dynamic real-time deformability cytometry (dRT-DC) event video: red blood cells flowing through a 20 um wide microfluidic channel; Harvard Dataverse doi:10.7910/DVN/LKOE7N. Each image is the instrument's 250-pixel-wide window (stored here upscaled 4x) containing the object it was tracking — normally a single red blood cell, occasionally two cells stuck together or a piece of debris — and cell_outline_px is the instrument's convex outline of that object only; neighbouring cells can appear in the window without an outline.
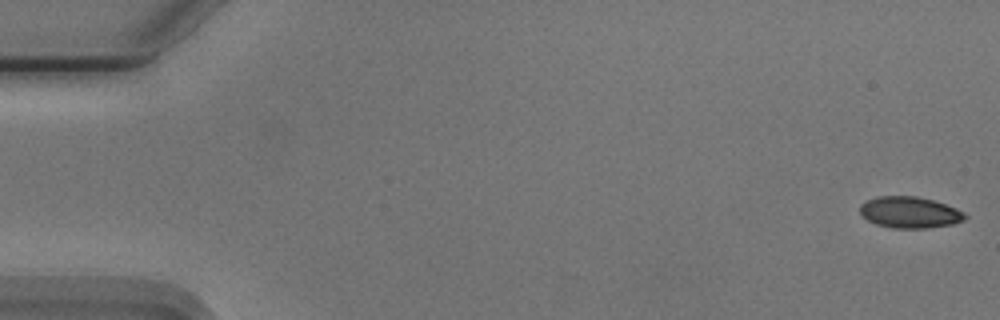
{"species": "Egyptian fruit bat (a non-hibernating species)", "species_latin": "Rousettus aegyptiacus", "temperature_condition": "cold", "stored_images_in_passage": 56, "camera_frame_rate_fps": 3000, "um_per_image_px": 0.085, "animal": {"sex": "male"}, "frame": {"image": 1, "passage_image": 1, "time_ms": 0.0, "image_size_px": [1000, 320], "cell_outline_px": [[968, 216], [964, 220], [952, 224], [928, 228], [892, 228], [876, 224], [868, 220], [860, 212], [860, 204], [876, 196], [916, 196], [932, 200], [956, 208], [964, 212]], "centroid_in_image_um": [77.33, 18.05], "position_along_channel_um": 7.7, "area_um2": 19.13}}
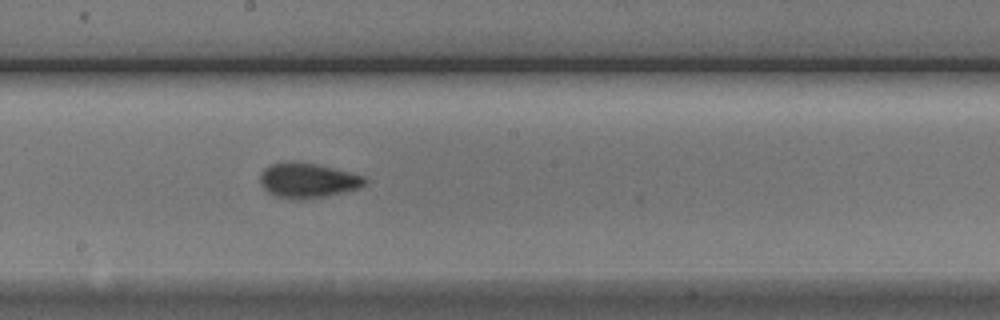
{"frame": {"image": 2, "passage_image": 30, "time_ms": 9.667, "image_size_px": [1000, 320], "cell_outline_px": [[368, 184], [360, 188], [344, 192], [304, 200], [292, 200], [276, 196], [268, 192], [260, 184], [260, 172], [264, 168], [272, 164], [292, 160], [316, 164], [364, 176], [368, 180]], "centroid_in_image_um": [26.15, 15.34], "position_along_channel_um": 222.1, "area_um2": 21.56}}
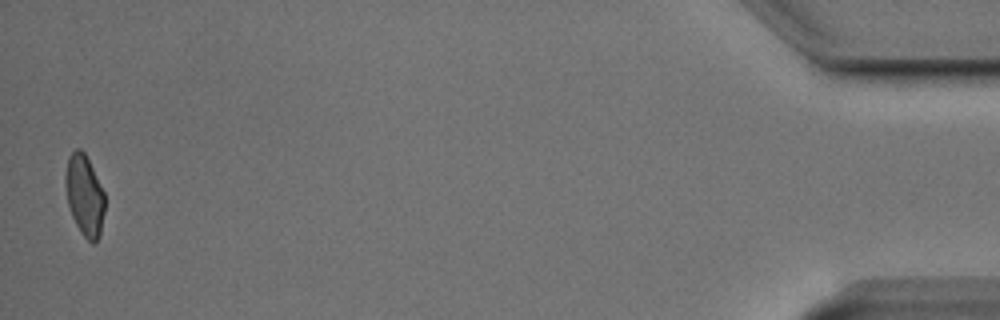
{"frame": {"image": 3, "passage_image": 54, "time_ms": 17.667, "image_size_px": [1000, 320], "cell_outline_px": [[104, 212], [100, 236], [92, 244], [80, 232], [72, 216], [68, 204], [64, 184], [64, 176], [68, 156], [76, 148], [80, 148], [84, 152], [104, 192]], "centroid_in_image_um": [7.16, 16.6], "position_along_channel_um": 428.0, "area_um2": 18.55}, "authors_computed_cell_mechanics": {"area_um2": 19.7965, "velocity_mm_per_s": 3.7449, "shape_relaxation_time_tau1_ms": 3.2616, "shape_relaxation_time_tau2_ms": 1.2397, "deformation_change_tau1": 0.1135, "deformation_change_tau2": 0.0459}}